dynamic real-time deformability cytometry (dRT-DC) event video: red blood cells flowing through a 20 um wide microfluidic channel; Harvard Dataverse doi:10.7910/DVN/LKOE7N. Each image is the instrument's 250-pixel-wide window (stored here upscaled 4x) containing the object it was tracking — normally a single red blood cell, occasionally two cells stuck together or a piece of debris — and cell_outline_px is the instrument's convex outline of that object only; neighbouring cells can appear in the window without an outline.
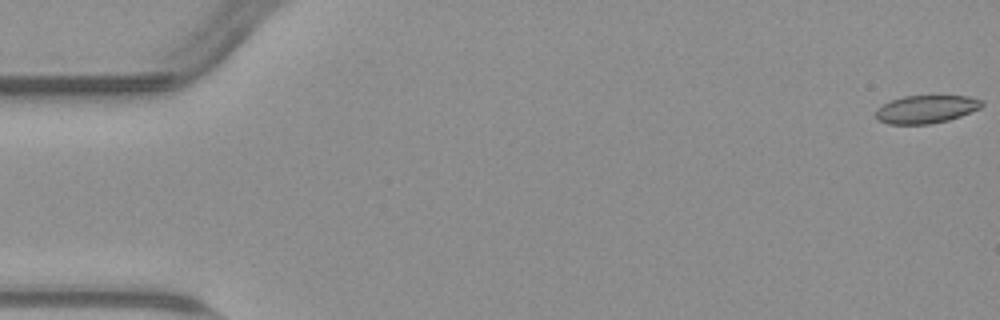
{"species": "common noctule bat (a hibernating species)", "species_latin": "Nyctalus noctula", "temperature_condition": "warm", "stored_images_in_passage": 55, "camera_frame_rate_fps": 3000, "um_per_image_px": 0.085, "animal": {"sex": "male", "body_mass_g": 23.1, "forearm_length_mm": 52.7}, "frame": {"image": 1, "passage_image": 1, "time_ms": 0.0, "image_size_px": [1000, 320], "cell_outline_px": [[984, 104], [980, 108], [960, 116], [948, 120], [932, 124], [888, 124], [880, 120], [876, 116], [876, 108], [892, 100], [904, 96], [968, 96], [984, 100]], "centroid_in_image_um": [78.75, 9.28], "position_along_channel_um": 6.3, "area_um2": 17.22}}
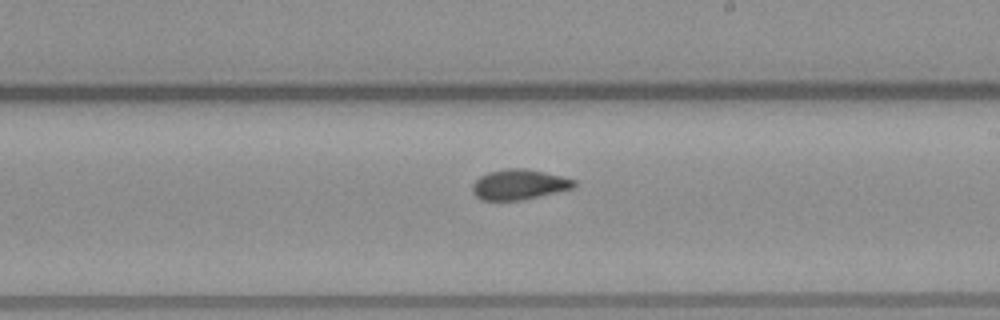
{"frame": {"image": 2, "passage_image": 32, "time_ms": 10.333, "image_size_px": [1000, 320], "cell_outline_px": [[576, 188], [524, 200], [480, 200], [472, 192], [472, 184], [480, 176], [488, 172], [508, 168], [520, 168], [544, 172], [576, 180]], "centroid_in_image_um": [44.13, 15.7], "position_along_channel_um": 244.9, "area_um2": 18.03}}
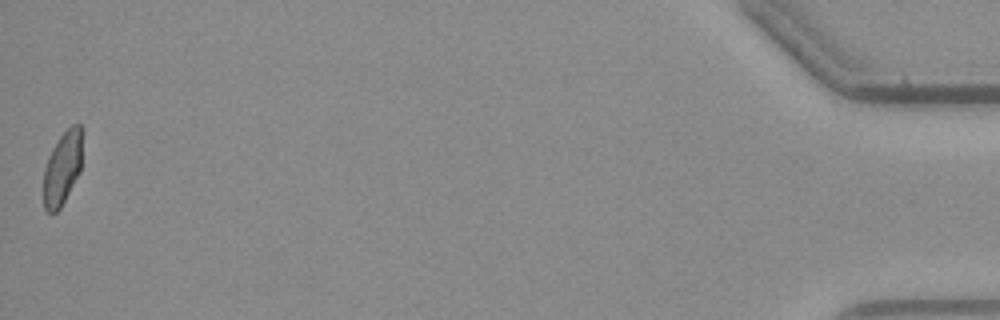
{"frame": {"image": 3, "passage_image": 55, "time_ms": 18.0, "image_size_px": [1000, 320], "cell_outline_px": [[84, 128], [80, 172], [60, 208], [56, 212], [48, 212], [44, 208], [44, 168], [48, 156], [52, 148], [60, 136], [72, 124], [80, 124]], "centroid_in_image_um": [5.34, 14.22], "position_along_channel_um": 429.9, "area_um2": 16.82}, "authors_computed_cell_mechanics": {"area_um2": 18.0336, "velocity_mm_per_s": 3.7883, "shape_relaxation_time_tau1_ms": null, "shape_relaxation_time_tau2_ms": 1.8135, "deformation_change_tau1": null, "deformation_change_tau2": 0.0632}}